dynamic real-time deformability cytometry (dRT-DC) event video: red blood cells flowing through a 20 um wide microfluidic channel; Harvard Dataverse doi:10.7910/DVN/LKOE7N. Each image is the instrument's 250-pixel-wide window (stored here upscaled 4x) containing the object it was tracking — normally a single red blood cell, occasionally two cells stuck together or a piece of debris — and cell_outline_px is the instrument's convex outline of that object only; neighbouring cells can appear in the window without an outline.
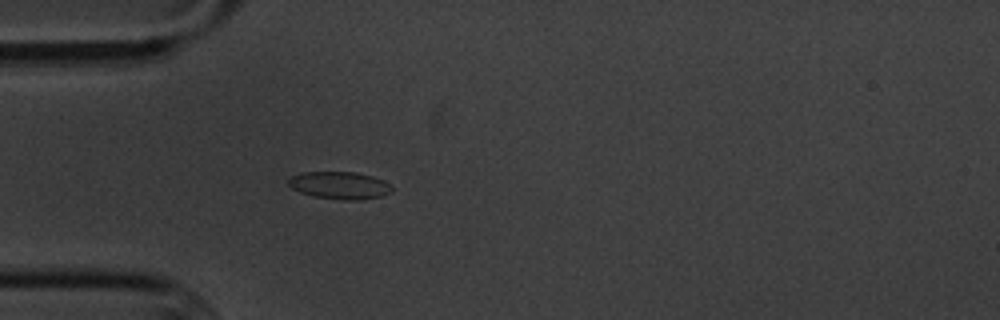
{"species": "common noctule bat (a hibernating species)", "species_latin": "Nyctalus noctula", "temperature_condition": "cold", "stored_images_in_passage": 4, "camera_frame_rate_fps": 3000, "um_per_image_px": 0.085, "animal": {"sex": "male", "body_mass_g": 20.1, "forearm_length_mm": 53.5}, "frame": {"image": 1, "passage_image": 4, "time_ms": 3.667, "image_size_px": [1000, 320], "cell_outline_px": [[392, 192], [380, 196], [356, 200], [344, 200], [312, 196], [300, 192], [292, 188], [288, 184], [288, 180], [292, 176], [300, 172], [356, 172], [372, 176], [388, 184], [392, 188]], "centroid_in_image_um": [28.83, 15.75], "position_along_channel_um": 56.2, "area_um2": 16.36}}